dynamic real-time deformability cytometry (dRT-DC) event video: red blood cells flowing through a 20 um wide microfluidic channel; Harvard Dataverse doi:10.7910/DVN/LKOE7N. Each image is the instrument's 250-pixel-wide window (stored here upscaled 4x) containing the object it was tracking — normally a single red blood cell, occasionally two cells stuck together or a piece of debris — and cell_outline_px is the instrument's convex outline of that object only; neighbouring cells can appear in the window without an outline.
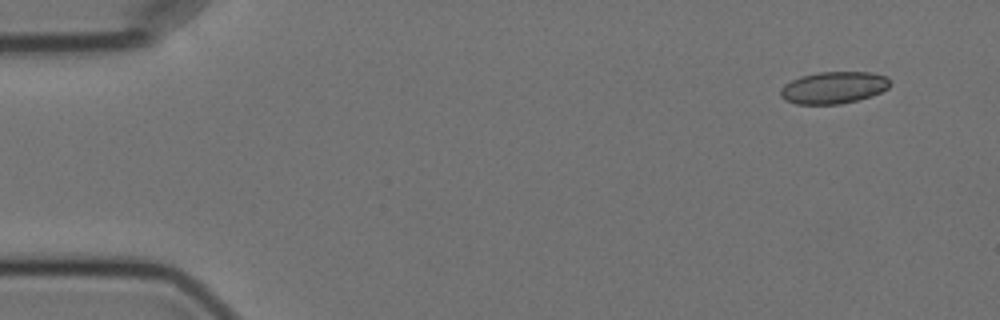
{"species": "Egyptian fruit bat (a non-hibernating species)", "species_latin": "Rousettus aegyptiacus", "temperature_condition": "cold", "stored_images_in_passage": 54, "camera_frame_rate_fps": 3000, "um_per_image_px": 0.085, "animal": {"sex": "female"}, "frame": {"image": 1, "passage_image": 1, "time_ms": 0.0, "image_size_px": [1000, 320], "cell_outline_px": [[892, 84], [888, 88], [872, 96], [840, 104], [796, 104], [784, 100], [780, 96], [780, 88], [784, 84], [800, 76], [820, 72], [872, 72], [884, 76]], "centroid_in_image_um": [70.83, 7.45], "position_along_channel_um": 14.2, "area_um2": 20.46}}
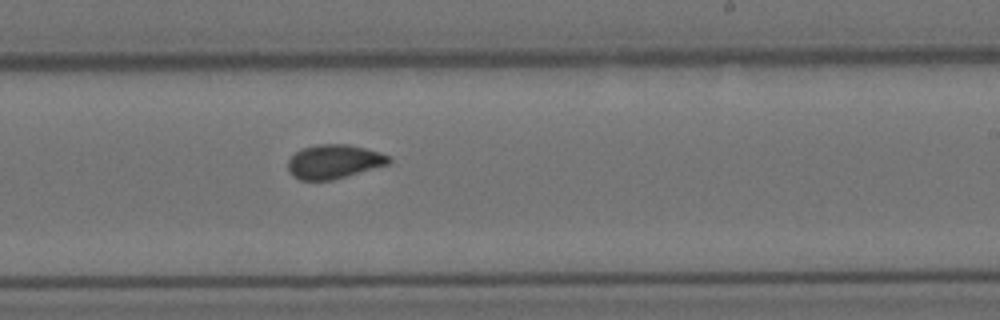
{"frame": {"image": 2, "passage_image": 31, "time_ms": 10.0, "image_size_px": [1000, 320], "cell_outline_px": [[392, 160], [388, 164], [332, 180], [300, 180], [292, 176], [288, 172], [288, 160], [296, 152], [304, 148], [316, 144], [348, 144], [380, 152], [388, 156]], "centroid_in_image_um": [28.36, 13.74], "position_along_channel_um": 260.6, "area_um2": 19.88}}
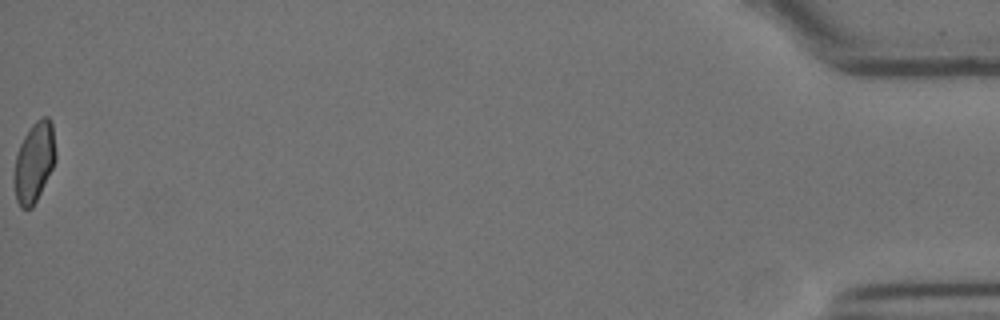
{"frame": {"image": 3, "passage_image": 54, "time_ms": 17.667, "image_size_px": [1000, 320], "cell_outline_px": [[56, 160], [32, 208], [20, 208], [16, 200], [12, 176], [16, 156], [20, 144], [24, 136], [32, 124], [40, 116], [48, 116], [52, 124], [56, 152]], "centroid_in_image_um": [2.89, 13.77], "position_along_channel_um": 432.3, "area_um2": 19.48}, "authors_computed_cell_mechanics": {"area_um2": 20.1433, "velocity_mm_per_s": 3.5563, "shape_relaxation_time_tau1_ms": 11.1318, "shape_relaxation_time_tau2_ms": null, "deformation_change_tau1": 0.1685, "deformation_change_tau2": null}}